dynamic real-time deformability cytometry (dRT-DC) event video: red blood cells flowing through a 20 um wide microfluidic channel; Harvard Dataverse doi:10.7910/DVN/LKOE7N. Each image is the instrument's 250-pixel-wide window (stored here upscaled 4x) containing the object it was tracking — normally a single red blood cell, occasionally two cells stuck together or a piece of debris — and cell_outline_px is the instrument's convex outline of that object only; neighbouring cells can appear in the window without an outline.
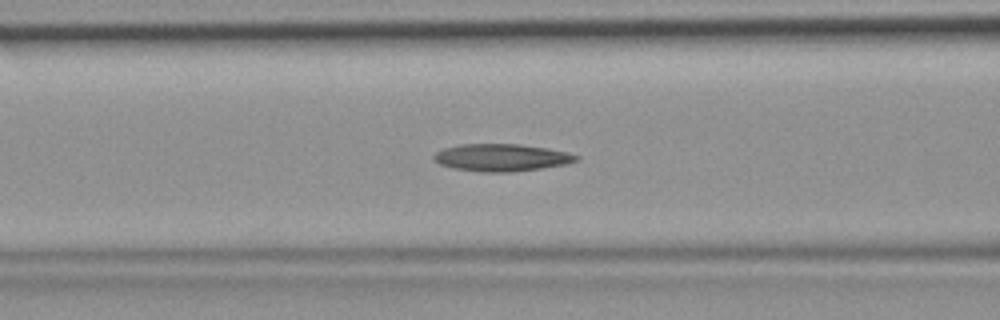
{"species": "common noctule bat (a hibernating species)", "species_latin": "Nyctalus noctula", "temperature_condition": "room temperature", "stored_images_in_passage": 48, "camera_frame_rate_fps": 3000, "um_per_image_px": 0.085, "animal": {"sex": "female", "body_mass_g": 19.9}, "frame": {"image": 1, "passage_image": 19, "time_ms": 6.0, "image_size_px": [1000, 320], "cell_outline_px": [[580, 160], [568, 164], [512, 172], [480, 172], [452, 168], [440, 164], [432, 160], [432, 156], [436, 152], [444, 148], [460, 144], [520, 144], [548, 148], [568, 152], [580, 156]], "centroid_in_image_um": [42.64, 13.39], "position_along_channel_um": 124.0, "area_um2": 22.95}}
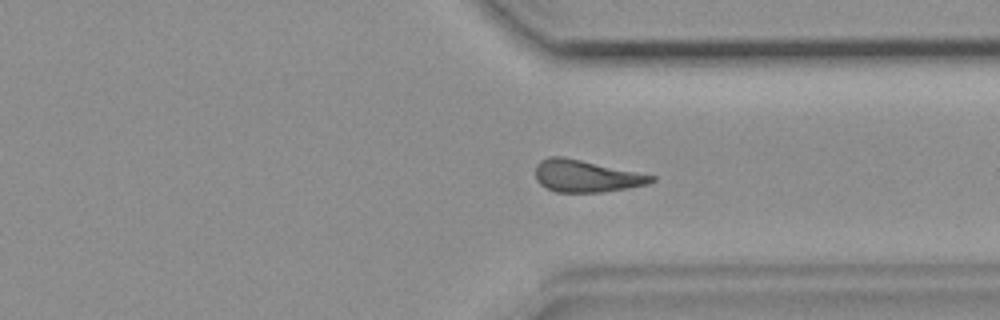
{"frame": {"image": 2, "passage_image": 36, "time_ms": 11.667, "image_size_px": [1000, 320], "cell_outline_px": [[656, 180], [648, 184], [628, 188], [604, 192], [556, 192], [540, 184], [536, 180], [536, 164], [540, 160], [548, 156], [564, 156], [656, 176]], "centroid_in_image_um": [49.81, 14.96], "position_along_channel_um": 361.6, "area_um2": 21.73}}
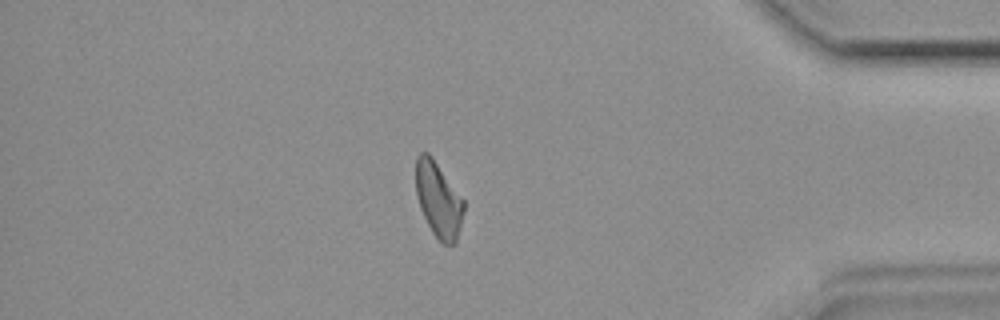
{"frame": {"image": 3, "passage_image": 41, "time_ms": 13.333, "image_size_px": [1000, 320], "cell_outline_px": [[464, 212], [456, 244], [444, 244], [432, 232], [420, 208], [416, 196], [416, 156], [420, 152], [428, 152], [432, 156], [464, 200]], "centroid_in_image_um": [37.27, 16.96], "position_along_channel_um": 397.9, "area_um2": 21.04}}